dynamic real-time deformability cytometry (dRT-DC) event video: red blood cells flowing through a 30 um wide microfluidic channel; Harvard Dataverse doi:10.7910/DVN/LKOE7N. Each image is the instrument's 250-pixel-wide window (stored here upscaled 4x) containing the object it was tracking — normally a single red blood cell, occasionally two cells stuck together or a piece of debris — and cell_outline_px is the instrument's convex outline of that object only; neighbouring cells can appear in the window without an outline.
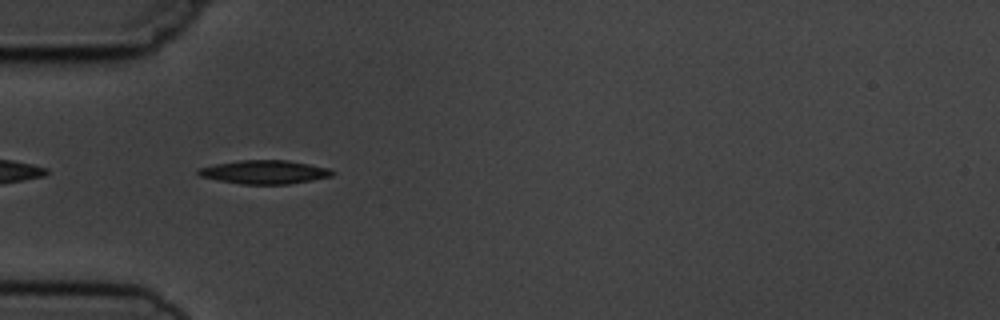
{"species": "common noctule bat (a hibernating species)", "species_latin": "Nyctalus noctula", "temperature_condition": "cold", "stored_images_in_passage": 3, "camera_frame_rate_fps": 3000, "um_per_image_px": 0.085, "animal": {"sex": "male", "body_mass_g": 19.5, "forearm_length_mm": 54.6}, "frame": {"image": 1, "passage_image": 1, "time_ms": 0.0, "image_size_px": [1000, 320], "cell_outline_px": [[336, 172], [332, 176], [312, 180], [288, 184], [240, 184], [200, 176], [196, 172], [196, 168], [216, 164], [240, 160], [288, 160], [328, 168]], "centroid_in_image_um": [22.48, 14.62], "position_along_channel_um": 62.5, "area_um2": 18.38}}
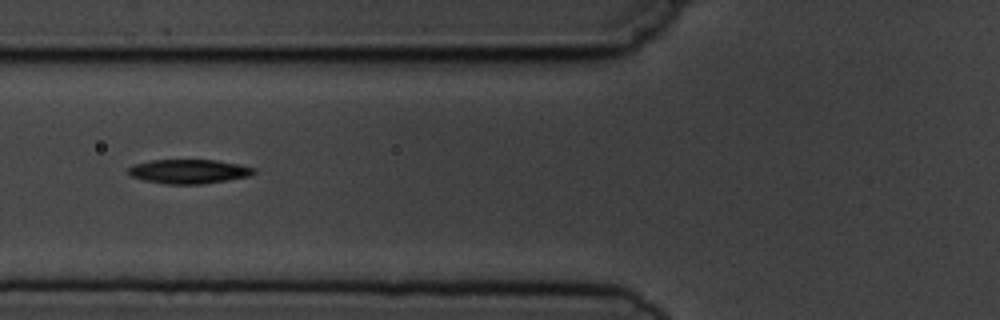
{"frame": {"image": 2, "passage_image": 2, "time_ms": 1.333, "image_size_px": [1000, 320], "cell_outline_px": [[256, 172], [248, 176], [200, 184], [164, 184], [144, 180], [132, 176], [128, 172], [128, 168], [132, 164], [152, 160], [216, 160], [240, 164], [256, 168]], "centroid_in_image_um": [16.03, 14.56], "position_along_channel_um": 109.8, "area_um2": 17.63}}
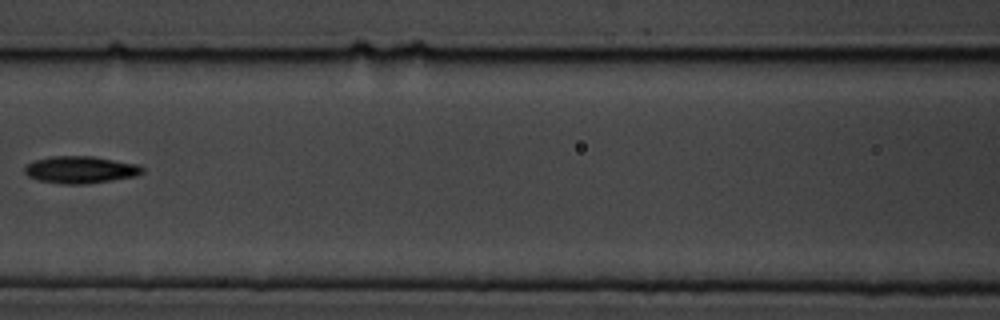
{"frame": {"image": 3, "passage_image": 3, "time_ms": 2.667, "image_size_px": [1000, 320], "cell_outline_px": [[144, 172], [136, 176], [112, 180], [84, 184], [60, 184], [36, 180], [28, 176], [24, 172], [24, 168], [32, 160], [52, 156], [92, 156], [136, 164], [144, 168]], "centroid_in_image_um": [6.8, 14.43], "position_along_channel_um": 159.8, "area_um2": 18.67}}